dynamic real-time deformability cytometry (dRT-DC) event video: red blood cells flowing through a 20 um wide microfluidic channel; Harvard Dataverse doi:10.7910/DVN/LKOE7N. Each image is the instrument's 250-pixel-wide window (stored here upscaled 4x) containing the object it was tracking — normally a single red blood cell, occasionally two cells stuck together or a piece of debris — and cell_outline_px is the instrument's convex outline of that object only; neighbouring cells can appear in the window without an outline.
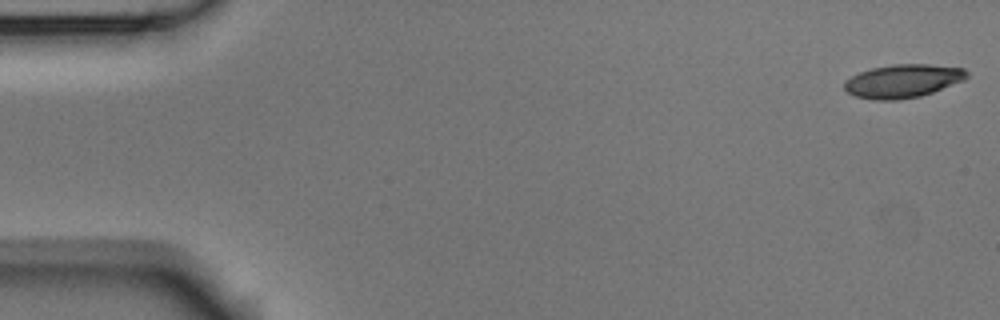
{"species": "Egyptian fruit bat (a non-hibernating species)", "species_latin": "Rousettus aegyptiacus", "temperature_condition": "room temperature", "stored_images_in_passage": 4, "camera_frame_rate_fps": 3000, "um_per_image_px": 0.085, "animal": {"sex": "male"}, "frame": {"image": 1, "passage_image": 1, "time_ms": 0.0, "image_size_px": [1000, 320], "cell_outline_px": [[968, 76], [964, 80], [932, 92], [920, 96], [900, 100], [872, 100], [856, 96], [848, 92], [844, 88], [844, 80], [860, 72], [872, 68], [892, 64], [928, 64], [964, 68], [968, 72]], "centroid_in_image_um": [76.74, 6.89], "position_along_channel_um": 8.3, "area_um2": 23.81}}